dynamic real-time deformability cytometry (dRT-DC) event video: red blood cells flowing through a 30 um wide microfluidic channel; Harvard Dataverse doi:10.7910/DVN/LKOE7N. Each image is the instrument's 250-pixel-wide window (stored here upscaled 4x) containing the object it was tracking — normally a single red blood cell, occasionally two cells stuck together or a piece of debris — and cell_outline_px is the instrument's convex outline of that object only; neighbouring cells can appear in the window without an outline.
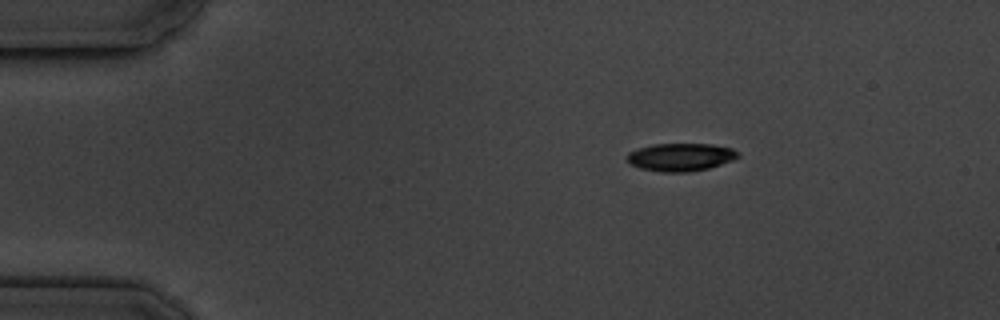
{"species": "common noctule bat (a hibernating species)", "species_latin": "Nyctalus noctula", "temperature_condition": "cold", "stored_images_in_passage": 4, "camera_frame_rate_fps": 3000, "um_per_image_px": 0.085, "animal": {"sex": "male", "body_mass_g": 19.5, "forearm_length_mm": 54.6}, "frame": {"image": 1, "passage_image": 1, "time_ms": 0.0, "image_size_px": [1000, 320], "cell_outline_px": [[740, 156], [732, 160], [708, 168], [684, 172], [660, 172], [640, 168], [632, 164], [628, 160], [628, 152], [636, 148], [652, 144], [712, 144], [732, 148]], "centroid_in_image_um": [57.83, 13.34], "position_along_channel_um": 27.2, "area_um2": 17.86}}
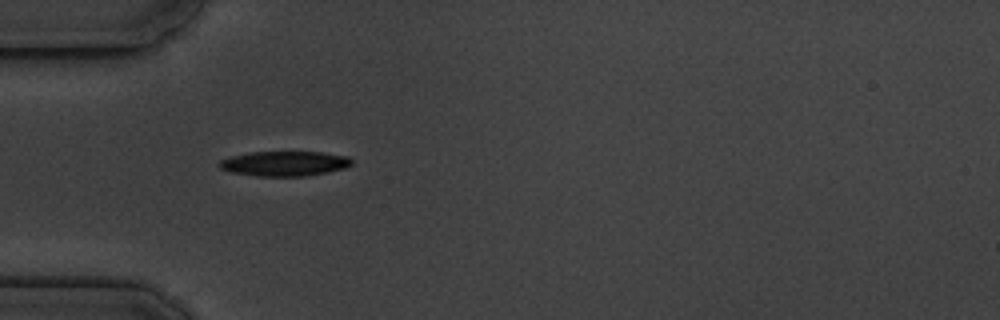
{"frame": {"image": 2, "passage_image": 3, "time_ms": 2.667, "image_size_px": [1000, 320], "cell_outline_px": [[352, 164], [344, 168], [328, 172], [304, 176], [256, 176], [232, 172], [220, 168], [216, 164], [220, 160], [232, 156], [248, 152], [320, 152], [348, 156], [352, 160]], "centroid_in_image_um": [24.16, 13.9], "position_along_channel_um": 60.8, "area_um2": 19.19}}